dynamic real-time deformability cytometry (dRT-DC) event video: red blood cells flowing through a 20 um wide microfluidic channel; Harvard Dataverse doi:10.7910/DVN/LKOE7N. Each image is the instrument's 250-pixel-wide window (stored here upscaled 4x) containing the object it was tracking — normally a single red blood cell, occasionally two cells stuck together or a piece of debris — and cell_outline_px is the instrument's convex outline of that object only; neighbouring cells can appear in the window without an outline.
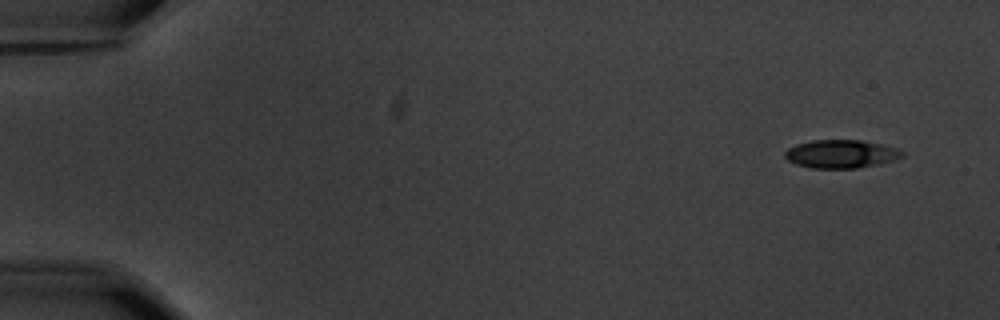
{"species": "common noctule bat (a hibernating species)", "species_latin": "Nyctalus noctula", "temperature_condition": "warm", "stored_images_in_passage": 5, "camera_frame_rate_fps": 3000, "um_per_image_px": 0.085, "animal": {"sex": "male", "body_mass_g": 20.1, "forearm_length_mm": 53.5}, "frame": {"image": 1, "passage_image": 1, "time_ms": 0.0, "image_size_px": [1000, 320], "cell_outline_px": [[904, 156], [892, 160], [876, 164], [856, 168], [812, 168], [796, 164], [788, 160], [784, 156], [784, 152], [788, 148], [796, 144], [812, 140], [860, 140], [880, 144], [896, 148], [904, 152]], "centroid_in_image_um": [71.45, 13.08], "position_along_channel_um": 13.6, "area_um2": 19.13}}
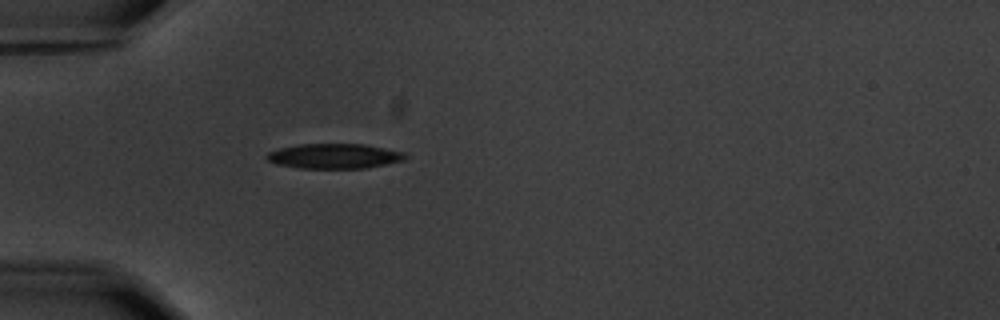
{"frame": {"image": 2, "passage_image": 5, "time_ms": 4.667, "image_size_px": [1000, 320], "cell_outline_px": [[408, 156], [404, 160], [364, 168], [300, 168], [276, 164], [268, 160], [264, 156], [268, 152], [280, 148], [300, 144], [364, 144], [404, 152]], "centroid_in_image_um": [28.39, 13.26], "position_along_channel_um": 56.6, "area_um2": 20.0}}